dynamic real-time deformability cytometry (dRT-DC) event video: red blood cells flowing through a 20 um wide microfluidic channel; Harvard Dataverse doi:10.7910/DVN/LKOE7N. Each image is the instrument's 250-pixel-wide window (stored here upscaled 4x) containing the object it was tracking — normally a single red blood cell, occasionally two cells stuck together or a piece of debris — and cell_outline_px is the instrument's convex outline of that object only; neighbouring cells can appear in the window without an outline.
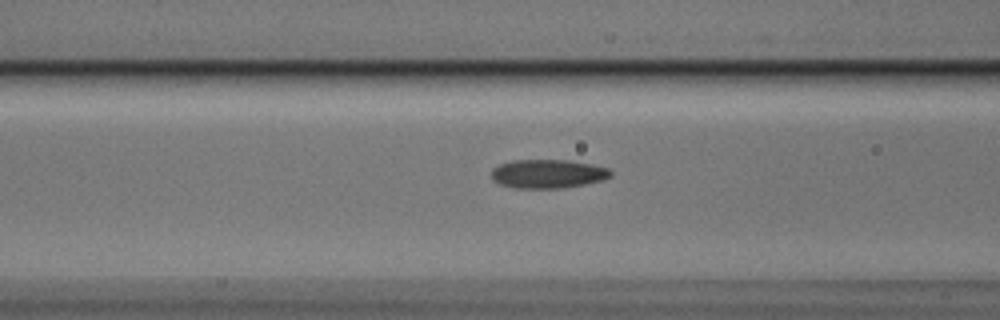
{"species": "Egyptian fruit bat (a non-hibernating species)", "species_latin": "Rousettus aegyptiacus", "temperature_condition": "cold", "stored_images_in_passage": 42, "camera_frame_rate_fps": 3000, "um_per_image_px": 0.085, "animal": {"sex": "male"}, "frame": {"image": 1, "passage_image": 12, "time_ms": 3.667, "image_size_px": [1000, 320], "cell_outline_px": [[612, 176], [604, 180], [564, 188], [516, 188], [500, 184], [492, 180], [492, 168], [500, 164], [512, 160], [568, 160], [592, 164], [608, 168], [612, 172]], "centroid_in_image_um": [46.58, 14.77], "position_along_channel_um": 120.0, "area_um2": 20.11}}
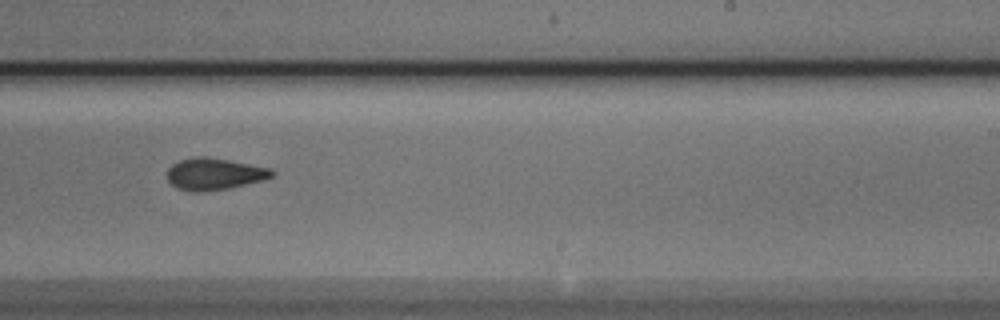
{"frame": {"image": 2, "passage_image": 24, "time_ms": 7.667, "image_size_px": [1000, 320], "cell_outline_px": [[276, 172], [272, 176], [264, 180], [228, 188], [200, 192], [192, 192], [176, 188], [168, 180], [168, 168], [172, 164], [180, 160], [200, 156], [204, 156], [228, 160], [272, 168]], "centroid_in_image_um": [18.23, 14.79], "position_along_channel_um": 270.8, "area_um2": 19.36}}
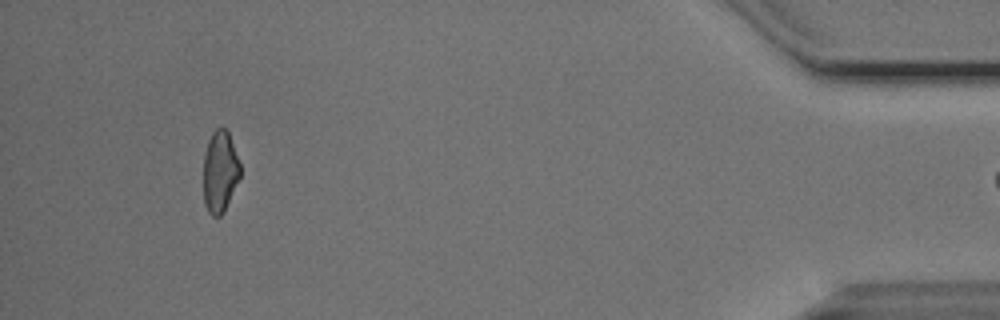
{"frame": {"image": 3, "passage_image": 41, "time_ms": 13.333, "image_size_px": [1000, 320], "cell_outline_px": [[240, 176], [224, 212], [220, 216], [212, 216], [208, 212], [204, 204], [204, 152], [208, 140], [212, 132], [216, 128], [224, 128], [228, 132], [240, 164]], "centroid_in_image_um": [18.68, 14.6], "position_along_channel_um": 416.5, "area_um2": 17.4}}